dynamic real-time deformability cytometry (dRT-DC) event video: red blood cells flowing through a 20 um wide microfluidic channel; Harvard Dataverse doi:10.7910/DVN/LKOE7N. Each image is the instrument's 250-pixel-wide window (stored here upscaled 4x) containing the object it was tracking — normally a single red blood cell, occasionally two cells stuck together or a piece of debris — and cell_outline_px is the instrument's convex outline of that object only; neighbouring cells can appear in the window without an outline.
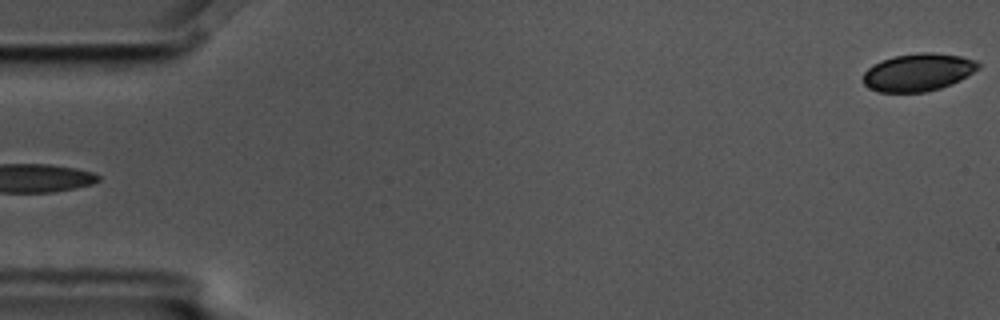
{"species": "common noctule bat (a hibernating species)", "species_latin": "Nyctalus noctula", "temperature_condition": "cold", "stored_images_in_passage": 4, "segment_of_instrument_passage": [2, 2], "camera_frame_rate_fps": 3000, "um_per_image_px": 0.085, "animal": {"sex": "male", "body_mass_g": 17.5, "forearm_length_mm": 52.3}, "frame": {"image": 1, "passage_image": 4, "time_ms": 1.0, "image_size_px": [1000, 320], "cell_outline_px": [[980, 68], [960, 80], [940, 88], [924, 92], [876, 92], [868, 88], [864, 84], [864, 72], [872, 64], [880, 60], [896, 56], [920, 52], [932, 52], [960, 56], [976, 60], [980, 64]], "centroid_in_image_um": [78.03, 6.14], "position_along_channel_um": 7.0, "area_um2": 25.32}}